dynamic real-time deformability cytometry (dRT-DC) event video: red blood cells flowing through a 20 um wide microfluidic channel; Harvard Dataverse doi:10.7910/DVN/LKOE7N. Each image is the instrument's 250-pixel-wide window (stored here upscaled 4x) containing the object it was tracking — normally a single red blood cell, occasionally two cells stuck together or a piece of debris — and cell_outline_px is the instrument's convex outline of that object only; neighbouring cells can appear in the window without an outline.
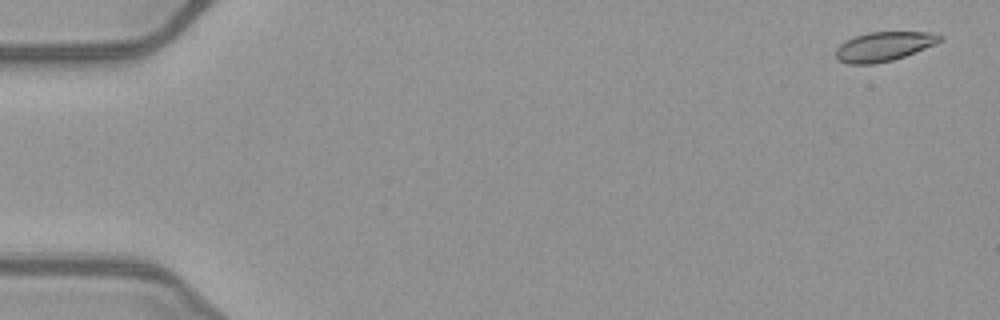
{"species": "common noctule bat (a hibernating species)", "species_latin": "Nyctalus noctula", "temperature_condition": "warm", "stored_images_in_passage": 52, "camera_frame_rate_fps": 3000, "um_per_image_px": 0.085, "animal": {"sex": "female", "body_mass_g": 21.9}, "frame": {"image": 1, "passage_image": 2, "time_ms": 0.333, "image_size_px": [1000, 320], "cell_outline_px": [[944, 40], [936, 44], [904, 56], [892, 60], [872, 64], [848, 64], [836, 60], [836, 48], [844, 40], [868, 32], [932, 32], [944, 36]], "centroid_in_image_um": [75.13, 3.94], "position_along_channel_um": 9.9, "area_um2": 17.92}}
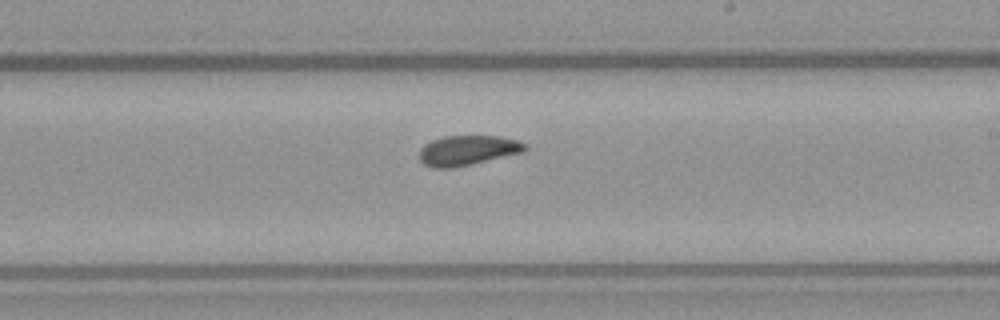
{"frame": {"image": 2, "passage_image": 31, "time_ms": 10.0, "image_size_px": [1000, 320], "cell_outline_px": [[528, 148], [524, 152], [472, 164], [452, 168], [432, 168], [424, 164], [420, 160], [420, 148], [424, 144], [432, 140], [444, 136], [500, 136], [516, 140], [528, 144]], "centroid_in_image_um": [39.76, 12.78], "position_along_channel_um": 249.2, "area_um2": 18.55}}
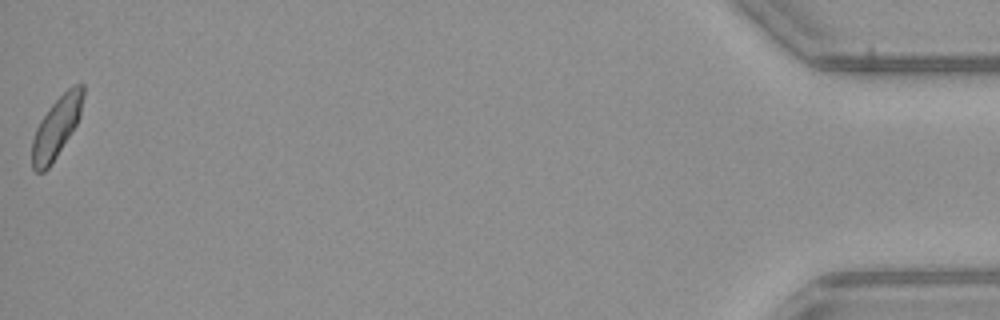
{"frame": {"image": 3, "passage_image": 52, "time_ms": 17.0, "image_size_px": [1000, 320], "cell_outline_px": [[84, 96], [80, 116], [76, 124], [52, 164], [44, 172], [36, 172], [32, 168], [32, 140], [36, 128], [40, 120], [52, 104], [72, 84], [84, 84]], "centroid_in_image_um": [4.8, 10.82], "position_along_channel_um": 430.4, "area_um2": 18.03}, "authors_computed_cell_mechanics": {"area_um2": 18.3804, "velocity_mm_per_s": 4.0135, "shape_relaxation_time_tau1_ms": 4.2773, "shape_relaxation_time_tau2_ms": 3.2252, "deformation_change_tau1": 0.1227, "deformation_change_tau2": 0.0949}}